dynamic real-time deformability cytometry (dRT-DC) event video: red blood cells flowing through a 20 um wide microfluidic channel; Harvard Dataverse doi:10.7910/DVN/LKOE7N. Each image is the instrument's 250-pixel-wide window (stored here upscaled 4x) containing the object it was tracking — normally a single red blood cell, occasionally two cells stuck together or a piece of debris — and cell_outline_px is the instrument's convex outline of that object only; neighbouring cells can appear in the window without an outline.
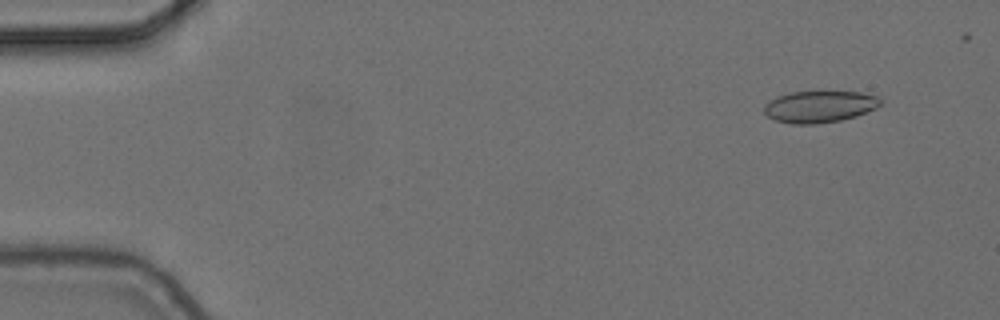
{"species": "common noctule bat (a hibernating species)", "species_latin": "Nyctalus noctula", "temperature_condition": "cold", "stored_images_in_passage": 6, "camera_frame_rate_fps": 3000, "um_per_image_px": 0.085, "animal": {"sex": "female", "body_mass_g": 24.6, "forearm_length_mm": 56.2}, "frame": {"image": 1, "passage_image": 1, "time_ms": 0.0, "image_size_px": [1000, 320], "cell_outline_px": [[880, 104], [876, 108], [856, 116], [840, 120], [816, 124], [792, 124], [776, 120], [768, 116], [764, 112], [764, 104], [776, 96], [792, 92], [816, 88], [860, 92], [876, 96], [880, 100]], "centroid_in_image_um": [69.64, 9.01], "position_along_channel_um": 15.4, "area_um2": 22.31}}
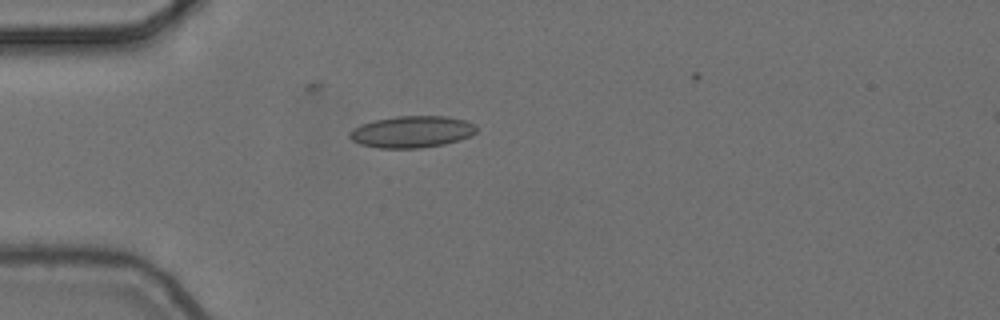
{"frame": {"image": 2, "passage_image": 4, "time_ms": 1.0, "image_size_px": [1000, 320], "cell_outline_px": [[476, 132], [472, 136], [460, 140], [444, 144], [420, 148], [380, 148], [360, 144], [352, 140], [348, 136], [348, 132], [364, 124], [376, 120], [396, 116], [448, 116], [468, 120], [476, 124]], "centroid_in_image_um": [35.08, 11.2], "position_along_channel_um": 49.9, "area_um2": 23.52}}